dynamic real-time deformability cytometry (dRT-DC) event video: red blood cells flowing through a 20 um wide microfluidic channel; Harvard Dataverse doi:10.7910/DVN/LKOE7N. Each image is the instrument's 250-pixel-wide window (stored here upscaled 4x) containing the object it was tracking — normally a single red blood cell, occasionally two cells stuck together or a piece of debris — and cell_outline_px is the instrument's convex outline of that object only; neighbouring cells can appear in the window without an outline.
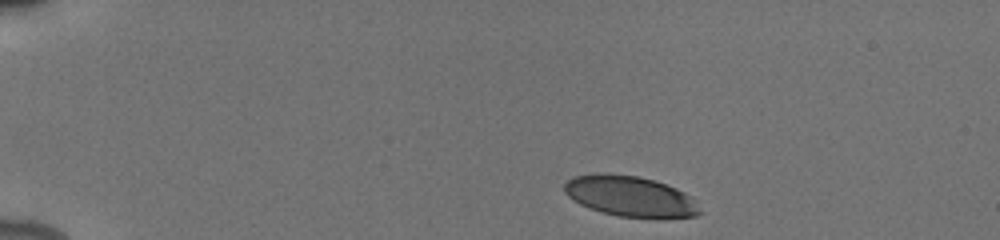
{"species": "human", "species_latin": "Homo sapiens", "temperature_condition": "cold", "stored_images_in_passage": 8, "camera_frame_rate_fps": 3000, "um_per_image_px": 0.085, "donor": {"sex": "male"}, "frame": {"image": 1, "passage_image": 1, "time_ms": 0.0, "image_size_px": [1000, 240], "cell_outline_px": [[704, 212], [696, 216], [620, 216], [600, 212], [588, 208], [572, 200], [564, 192], [564, 184], [568, 180], [576, 176], [596, 172], [600, 172], [636, 176], [652, 180], [676, 188], [684, 192]], "centroid_in_image_um": [53.48, 16.66], "position_along_channel_um": 31.5, "area_um2": 31.44}}
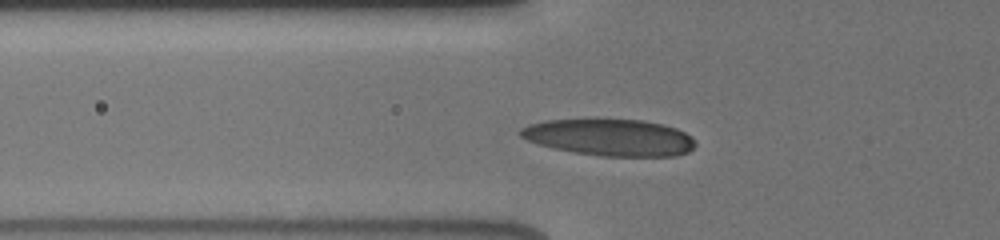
{"frame": {"image": 2, "passage_image": 6, "time_ms": 3.333, "image_size_px": [1000, 240], "cell_outline_px": [[696, 144], [688, 152], [676, 156], [600, 156], [552, 148], [528, 140], [520, 136], [520, 128], [528, 124], [548, 120], [592, 116], [644, 120], [664, 124], [676, 128], [692, 136]], "centroid_in_image_um": [51.82, 11.62], "position_along_channel_um": 74.0, "area_um2": 38.61}}
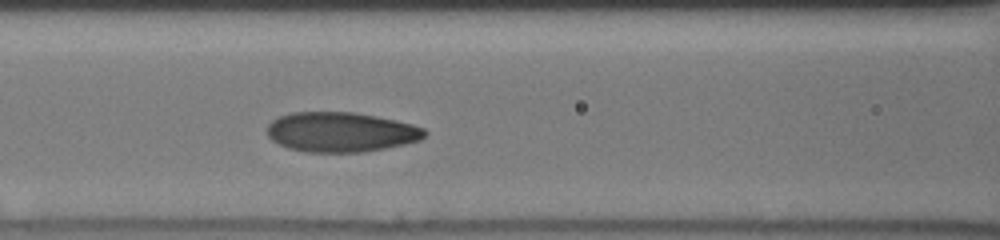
{"frame": {"image": 3, "passage_image": 8, "time_ms": 5.0, "image_size_px": [1000, 240], "cell_outline_px": [[428, 132], [420, 140], [404, 144], [364, 152], [308, 152], [288, 148], [272, 140], [268, 136], [268, 124], [272, 120], [280, 116], [292, 112], [352, 112], [376, 116], [396, 120], [412, 124], [424, 128]], "centroid_in_image_um": [28.98, 11.22], "position_along_channel_um": 137.6, "area_um2": 36.47}}